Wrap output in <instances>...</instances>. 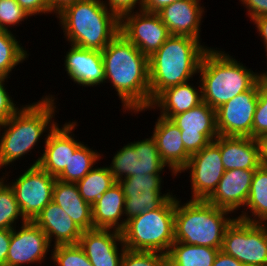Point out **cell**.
<instances>
[{
  "label": "cell",
  "instance_id": "1",
  "mask_svg": "<svg viewBox=\"0 0 267 266\" xmlns=\"http://www.w3.org/2000/svg\"><path fill=\"white\" fill-rule=\"evenodd\" d=\"M105 83H110L122 103L123 113L150 107L149 58L119 33L101 51ZM127 111V112H126Z\"/></svg>",
  "mask_w": 267,
  "mask_h": 266
},
{
  "label": "cell",
  "instance_id": "2",
  "mask_svg": "<svg viewBox=\"0 0 267 266\" xmlns=\"http://www.w3.org/2000/svg\"><path fill=\"white\" fill-rule=\"evenodd\" d=\"M54 96L48 93L38 102L20 105L9 119L0 124V169L23 160L29 152L31 154L43 135L56 126L54 119L58 108Z\"/></svg>",
  "mask_w": 267,
  "mask_h": 266
},
{
  "label": "cell",
  "instance_id": "3",
  "mask_svg": "<svg viewBox=\"0 0 267 266\" xmlns=\"http://www.w3.org/2000/svg\"><path fill=\"white\" fill-rule=\"evenodd\" d=\"M188 36L170 35L149 57L150 105L165 89L193 81L204 53L211 47Z\"/></svg>",
  "mask_w": 267,
  "mask_h": 266
},
{
  "label": "cell",
  "instance_id": "4",
  "mask_svg": "<svg viewBox=\"0 0 267 266\" xmlns=\"http://www.w3.org/2000/svg\"><path fill=\"white\" fill-rule=\"evenodd\" d=\"M222 50L209 48L202 57L198 71L203 102L214 110L259 81V72H254Z\"/></svg>",
  "mask_w": 267,
  "mask_h": 266
},
{
  "label": "cell",
  "instance_id": "5",
  "mask_svg": "<svg viewBox=\"0 0 267 266\" xmlns=\"http://www.w3.org/2000/svg\"><path fill=\"white\" fill-rule=\"evenodd\" d=\"M69 45L104 50L120 33V20L102 0H79L56 15Z\"/></svg>",
  "mask_w": 267,
  "mask_h": 266
},
{
  "label": "cell",
  "instance_id": "6",
  "mask_svg": "<svg viewBox=\"0 0 267 266\" xmlns=\"http://www.w3.org/2000/svg\"><path fill=\"white\" fill-rule=\"evenodd\" d=\"M231 214L206 200L182 203L176 196L175 242L221 249L225 230L236 218Z\"/></svg>",
  "mask_w": 267,
  "mask_h": 266
},
{
  "label": "cell",
  "instance_id": "7",
  "mask_svg": "<svg viewBox=\"0 0 267 266\" xmlns=\"http://www.w3.org/2000/svg\"><path fill=\"white\" fill-rule=\"evenodd\" d=\"M176 194L159 208L145 211L126 222L121 231L126 249L166 254L175 242Z\"/></svg>",
  "mask_w": 267,
  "mask_h": 266
},
{
  "label": "cell",
  "instance_id": "8",
  "mask_svg": "<svg viewBox=\"0 0 267 266\" xmlns=\"http://www.w3.org/2000/svg\"><path fill=\"white\" fill-rule=\"evenodd\" d=\"M221 250L245 266H267V224L235 218L225 230Z\"/></svg>",
  "mask_w": 267,
  "mask_h": 266
},
{
  "label": "cell",
  "instance_id": "9",
  "mask_svg": "<svg viewBox=\"0 0 267 266\" xmlns=\"http://www.w3.org/2000/svg\"><path fill=\"white\" fill-rule=\"evenodd\" d=\"M113 155L107 166L116 182L130 176L164 174L165 168L171 172L172 178L177 177L162 161L152 136L124 144Z\"/></svg>",
  "mask_w": 267,
  "mask_h": 266
},
{
  "label": "cell",
  "instance_id": "10",
  "mask_svg": "<svg viewBox=\"0 0 267 266\" xmlns=\"http://www.w3.org/2000/svg\"><path fill=\"white\" fill-rule=\"evenodd\" d=\"M29 165L24 173L8 183L15 193L21 214L26 220L33 221L52 201L56 178L38 165Z\"/></svg>",
  "mask_w": 267,
  "mask_h": 266
},
{
  "label": "cell",
  "instance_id": "11",
  "mask_svg": "<svg viewBox=\"0 0 267 266\" xmlns=\"http://www.w3.org/2000/svg\"><path fill=\"white\" fill-rule=\"evenodd\" d=\"M189 171L190 200H206L216 189L225 169L220 152V135L202 150L190 156L178 175Z\"/></svg>",
  "mask_w": 267,
  "mask_h": 266
},
{
  "label": "cell",
  "instance_id": "12",
  "mask_svg": "<svg viewBox=\"0 0 267 266\" xmlns=\"http://www.w3.org/2000/svg\"><path fill=\"white\" fill-rule=\"evenodd\" d=\"M162 174H146L130 176L119 182L122 187L125 204V222L145 211L159 208L168 198L172 197L173 191L164 193ZM163 192V193H162Z\"/></svg>",
  "mask_w": 267,
  "mask_h": 266
},
{
  "label": "cell",
  "instance_id": "13",
  "mask_svg": "<svg viewBox=\"0 0 267 266\" xmlns=\"http://www.w3.org/2000/svg\"><path fill=\"white\" fill-rule=\"evenodd\" d=\"M120 33L146 57H151L170 36L158 13L136 11L120 19Z\"/></svg>",
  "mask_w": 267,
  "mask_h": 266
},
{
  "label": "cell",
  "instance_id": "14",
  "mask_svg": "<svg viewBox=\"0 0 267 266\" xmlns=\"http://www.w3.org/2000/svg\"><path fill=\"white\" fill-rule=\"evenodd\" d=\"M259 81L249 90L216 109V126L221 136L252 138L253 117L258 103Z\"/></svg>",
  "mask_w": 267,
  "mask_h": 266
},
{
  "label": "cell",
  "instance_id": "15",
  "mask_svg": "<svg viewBox=\"0 0 267 266\" xmlns=\"http://www.w3.org/2000/svg\"><path fill=\"white\" fill-rule=\"evenodd\" d=\"M13 228L7 253L6 266H25L36 264L42 266L48 252L53 247L47 235L34 222L27 220ZM38 263V264H37Z\"/></svg>",
  "mask_w": 267,
  "mask_h": 266
},
{
  "label": "cell",
  "instance_id": "16",
  "mask_svg": "<svg viewBox=\"0 0 267 266\" xmlns=\"http://www.w3.org/2000/svg\"><path fill=\"white\" fill-rule=\"evenodd\" d=\"M61 126V127H60ZM78 125L77 121L65 122L63 125L56 126L45 136L44 148L41 156H39L31 166L38 165L44 171L57 178L63 170L68 166L70 156L83 143L75 139L73 133Z\"/></svg>",
  "mask_w": 267,
  "mask_h": 266
},
{
  "label": "cell",
  "instance_id": "17",
  "mask_svg": "<svg viewBox=\"0 0 267 266\" xmlns=\"http://www.w3.org/2000/svg\"><path fill=\"white\" fill-rule=\"evenodd\" d=\"M181 130L185 150L194 154L218 136L216 110L205 102L171 119Z\"/></svg>",
  "mask_w": 267,
  "mask_h": 266
},
{
  "label": "cell",
  "instance_id": "18",
  "mask_svg": "<svg viewBox=\"0 0 267 266\" xmlns=\"http://www.w3.org/2000/svg\"><path fill=\"white\" fill-rule=\"evenodd\" d=\"M78 244L93 266H120L126 250L121 231L115 229L84 230Z\"/></svg>",
  "mask_w": 267,
  "mask_h": 266
},
{
  "label": "cell",
  "instance_id": "19",
  "mask_svg": "<svg viewBox=\"0 0 267 266\" xmlns=\"http://www.w3.org/2000/svg\"><path fill=\"white\" fill-rule=\"evenodd\" d=\"M70 46L63 65L68 79L86 88L102 85L105 82V72L101 51Z\"/></svg>",
  "mask_w": 267,
  "mask_h": 266
},
{
  "label": "cell",
  "instance_id": "20",
  "mask_svg": "<svg viewBox=\"0 0 267 266\" xmlns=\"http://www.w3.org/2000/svg\"><path fill=\"white\" fill-rule=\"evenodd\" d=\"M200 2L201 0L175 1L157 12L170 35L202 40L200 32L206 9Z\"/></svg>",
  "mask_w": 267,
  "mask_h": 266
},
{
  "label": "cell",
  "instance_id": "21",
  "mask_svg": "<svg viewBox=\"0 0 267 266\" xmlns=\"http://www.w3.org/2000/svg\"><path fill=\"white\" fill-rule=\"evenodd\" d=\"M255 170L232 169L223 174L214 192L206 199L218 208L236 213L245 207Z\"/></svg>",
  "mask_w": 267,
  "mask_h": 266
},
{
  "label": "cell",
  "instance_id": "22",
  "mask_svg": "<svg viewBox=\"0 0 267 266\" xmlns=\"http://www.w3.org/2000/svg\"><path fill=\"white\" fill-rule=\"evenodd\" d=\"M152 132L162 161L178 176L191 156L185 150L181 130L172 120L158 116Z\"/></svg>",
  "mask_w": 267,
  "mask_h": 266
},
{
  "label": "cell",
  "instance_id": "23",
  "mask_svg": "<svg viewBox=\"0 0 267 266\" xmlns=\"http://www.w3.org/2000/svg\"><path fill=\"white\" fill-rule=\"evenodd\" d=\"M190 81L163 90L151 103L150 107L134 112L135 115L145 111L159 110V116L172 119L175 115L184 113L203 102L200 80ZM155 109V110H154ZM140 112V113H139Z\"/></svg>",
  "mask_w": 267,
  "mask_h": 266
},
{
  "label": "cell",
  "instance_id": "24",
  "mask_svg": "<svg viewBox=\"0 0 267 266\" xmlns=\"http://www.w3.org/2000/svg\"><path fill=\"white\" fill-rule=\"evenodd\" d=\"M33 221L47 235L49 243L52 246L78 244L83 231L73 222L68 214L53 201H51Z\"/></svg>",
  "mask_w": 267,
  "mask_h": 266
},
{
  "label": "cell",
  "instance_id": "25",
  "mask_svg": "<svg viewBox=\"0 0 267 266\" xmlns=\"http://www.w3.org/2000/svg\"><path fill=\"white\" fill-rule=\"evenodd\" d=\"M220 152L225 171L256 170L261 165L260 145L255 138L220 135Z\"/></svg>",
  "mask_w": 267,
  "mask_h": 266
},
{
  "label": "cell",
  "instance_id": "26",
  "mask_svg": "<svg viewBox=\"0 0 267 266\" xmlns=\"http://www.w3.org/2000/svg\"><path fill=\"white\" fill-rule=\"evenodd\" d=\"M124 204L122 187L116 182L91 206L93 228L122 231L126 226Z\"/></svg>",
  "mask_w": 267,
  "mask_h": 266
},
{
  "label": "cell",
  "instance_id": "27",
  "mask_svg": "<svg viewBox=\"0 0 267 266\" xmlns=\"http://www.w3.org/2000/svg\"><path fill=\"white\" fill-rule=\"evenodd\" d=\"M52 201L58 204L83 231L93 229L91 205L81 197L76 183L56 179Z\"/></svg>",
  "mask_w": 267,
  "mask_h": 266
},
{
  "label": "cell",
  "instance_id": "28",
  "mask_svg": "<svg viewBox=\"0 0 267 266\" xmlns=\"http://www.w3.org/2000/svg\"><path fill=\"white\" fill-rule=\"evenodd\" d=\"M249 210V211H248ZM236 218L267 224V167L260 165L254 172L250 193L244 209Z\"/></svg>",
  "mask_w": 267,
  "mask_h": 266
},
{
  "label": "cell",
  "instance_id": "29",
  "mask_svg": "<svg viewBox=\"0 0 267 266\" xmlns=\"http://www.w3.org/2000/svg\"><path fill=\"white\" fill-rule=\"evenodd\" d=\"M219 250L174 242L167 253V266H212Z\"/></svg>",
  "mask_w": 267,
  "mask_h": 266
},
{
  "label": "cell",
  "instance_id": "30",
  "mask_svg": "<svg viewBox=\"0 0 267 266\" xmlns=\"http://www.w3.org/2000/svg\"><path fill=\"white\" fill-rule=\"evenodd\" d=\"M83 142L70 156L68 166L63 172L56 178L59 181L67 183H77L80 181L89 171H91L95 165L103 160L102 155L97 150L88 147Z\"/></svg>",
  "mask_w": 267,
  "mask_h": 266
},
{
  "label": "cell",
  "instance_id": "31",
  "mask_svg": "<svg viewBox=\"0 0 267 266\" xmlns=\"http://www.w3.org/2000/svg\"><path fill=\"white\" fill-rule=\"evenodd\" d=\"M13 31L0 29V76L10 78L13 69L28 60L29 51L17 40ZM16 35V36H15Z\"/></svg>",
  "mask_w": 267,
  "mask_h": 266
},
{
  "label": "cell",
  "instance_id": "32",
  "mask_svg": "<svg viewBox=\"0 0 267 266\" xmlns=\"http://www.w3.org/2000/svg\"><path fill=\"white\" fill-rule=\"evenodd\" d=\"M115 183L116 180L108 166L99 167L98 165L76 184L81 197L92 206Z\"/></svg>",
  "mask_w": 267,
  "mask_h": 266
},
{
  "label": "cell",
  "instance_id": "33",
  "mask_svg": "<svg viewBox=\"0 0 267 266\" xmlns=\"http://www.w3.org/2000/svg\"><path fill=\"white\" fill-rule=\"evenodd\" d=\"M5 172L2 175L3 177L0 178V229H13L17 227L16 223L19 222V219L21 224L27 220L21 214L15 193L7 182L10 176L8 173L11 171L7 172L5 170Z\"/></svg>",
  "mask_w": 267,
  "mask_h": 266
},
{
  "label": "cell",
  "instance_id": "34",
  "mask_svg": "<svg viewBox=\"0 0 267 266\" xmlns=\"http://www.w3.org/2000/svg\"><path fill=\"white\" fill-rule=\"evenodd\" d=\"M51 250L53 266H93L79 244L55 245Z\"/></svg>",
  "mask_w": 267,
  "mask_h": 266
},
{
  "label": "cell",
  "instance_id": "35",
  "mask_svg": "<svg viewBox=\"0 0 267 266\" xmlns=\"http://www.w3.org/2000/svg\"><path fill=\"white\" fill-rule=\"evenodd\" d=\"M30 17L16 0H0L1 30L11 31L14 26L22 25V22L27 21Z\"/></svg>",
  "mask_w": 267,
  "mask_h": 266
},
{
  "label": "cell",
  "instance_id": "36",
  "mask_svg": "<svg viewBox=\"0 0 267 266\" xmlns=\"http://www.w3.org/2000/svg\"><path fill=\"white\" fill-rule=\"evenodd\" d=\"M120 266H167V255L154 251L126 249Z\"/></svg>",
  "mask_w": 267,
  "mask_h": 266
},
{
  "label": "cell",
  "instance_id": "37",
  "mask_svg": "<svg viewBox=\"0 0 267 266\" xmlns=\"http://www.w3.org/2000/svg\"><path fill=\"white\" fill-rule=\"evenodd\" d=\"M267 135V87L259 82L258 103L253 117L252 138Z\"/></svg>",
  "mask_w": 267,
  "mask_h": 266
},
{
  "label": "cell",
  "instance_id": "38",
  "mask_svg": "<svg viewBox=\"0 0 267 266\" xmlns=\"http://www.w3.org/2000/svg\"><path fill=\"white\" fill-rule=\"evenodd\" d=\"M102 2L119 20L126 14L141 11L143 7V0H102Z\"/></svg>",
  "mask_w": 267,
  "mask_h": 266
},
{
  "label": "cell",
  "instance_id": "39",
  "mask_svg": "<svg viewBox=\"0 0 267 266\" xmlns=\"http://www.w3.org/2000/svg\"><path fill=\"white\" fill-rule=\"evenodd\" d=\"M7 80V77L0 76V124L9 119L20 108L5 87Z\"/></svg>",
  "mask_w": 267,
  "mask_h": 266
},
{
  "label": "cell",
  "instance_id": "40",
  "mask_svg": "<svg viewBox=\"0 0 267 266\" xmlns=\"http://www.w3.org/2000/svg\"><path fill=\"white\" fill-rule=\"evenodd\" d=\"M17 3L32 17L50 14L48 0H16Z\"/></svg>",
  "mask_w": 267,
  "mask_h": 266
},
{
  "label": "cell",
  "instance_id": "41",
  "mask_svg": "<svg viewBox=\"0 0 267 266\" xmlns=\"http://www.w3.org/2000/svg\"><path fill=\"white\" fill-rule=\"evenodd\" d=\"M241 4L247 9V16L250 21L267 14V0H239Z\"/></svg>",
  "mask_w": 267,
  "mask_h": 266
},
{
  "label": "cell",
  "instance_id": "42",
  "mask_svg": "<svg viewBox=\"0 0 267 266\" xmlns=\"http://www.w3.org/2000/svg\"><path fill=\"white\" fill-rule=\"evenodd\" d=\"M12 229H0V266H6Z\"/></svg>",
  "mask_w": 267,
  "mask_h": 266
},
{
  "label": "cell",
  "instance_id": "43",
  "mask_svg": "<svg viewBox=\"0 0 267 266\" xmlns=\"http://www.w3.org/2000/svg\"><path fill=\"white\" fill-rule=\"evenodd\" d=\"M255 25L258 36L264 44V51L267 58V14L259 16L251 21Z\"/></svg>",
  "mask_w": 267,
  "mask_h": 266
},
{
  "label": "cell",
  "instance_id": "44",
  "mask_svg": "<svg viewBox=\"0 0 267 266\" xmlns=\"http://www.w3.org/2000/svg\"><path fill=\"white\" fill-rule=\"evenodd\" d=\"M212 266H245L231 255L219 250Z\"/></svg>",
  "mask_w": 267,
  "mask_h": 266
},
{
  "label": "cell",
  "instance_id": "45",
  "mask_svg": "<svg viewBox=\"0 0 267 266\" xmlns=\"http://www.w3.org/2000/svg\"><path fill=\"white\" fill-rule=\"evenodd\" d=\"M79 0H48L50 14H59L67 6L76 3Z\"/></svg>",
  "mask_w": 267,
  "mask_h": 266
},
{
  "label": "cell",
  "instance_id": "46",
  "mask_svg": "<svg viewBox=\"0 0 267 266\" xmlns=\"http://www.w3.org/2000/svg\"><path fill=\"white\" fill-rule=\"evenodd\" d=\"M260 145L261 165L267 167V135L258 139Z\"/></svg>",
  "mask_w": 267,
  "mask_h": 266
},
{
  "label": "cell",
  "instance_id": "47",
  "mask_svg": "<svg viewBox=\"0 0 267 266\" xmlns=\"http://www.w3.org/2000/svg\"><path fill=\"white\" fill-rule=\"evenodd\" d=\"M259 82L267 87V71L259 73Z\"/></svg>",
  "mask_w": 267,
  "mask_h": 266
}]
</instances>
